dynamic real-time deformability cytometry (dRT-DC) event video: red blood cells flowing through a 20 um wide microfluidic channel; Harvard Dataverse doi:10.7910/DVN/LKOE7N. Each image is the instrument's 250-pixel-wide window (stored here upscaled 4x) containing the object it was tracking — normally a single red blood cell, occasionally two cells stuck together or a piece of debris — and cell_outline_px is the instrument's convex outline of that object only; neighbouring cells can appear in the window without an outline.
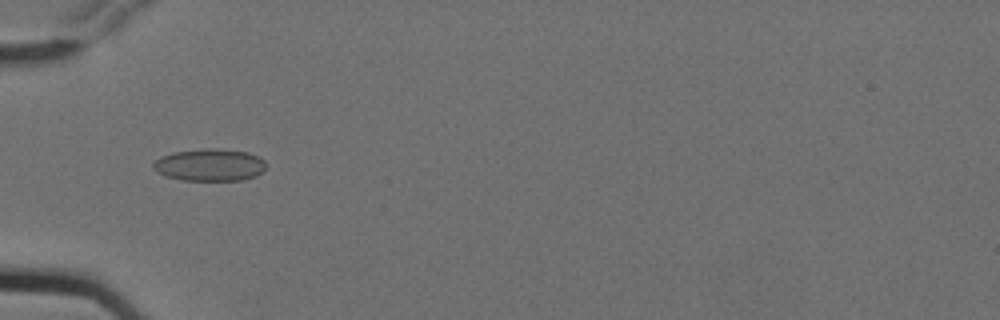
{"species": "Egyptian fruit bat (a non-hibernating species)", "species_latin": "Rousettus aegyptiacus", "temperature_condition": "cold", "stored_images_in_passage": 6, "camera_frame_rate_fps": 3000, "um_per_image_px": 0.085, "animal": {"sex": "female"}, "frame": {"image": 1, "passage_image": 6, "time_ms": 1.667, "image_size_px": [1000, 320], "cell_outline_px": [[264, 172], [256, 176], [240, 180], [180, 180], [156, 172], [152, 168], [152, 164], [160, 156], [172, 152], [208, 148], [216, 148], [248, 152], [260, 156], [264, 160]], "centroid_in_image_um": [17.82, 14.01], "position_along_channel_um": 67.2, "area_um2": 21.33}}